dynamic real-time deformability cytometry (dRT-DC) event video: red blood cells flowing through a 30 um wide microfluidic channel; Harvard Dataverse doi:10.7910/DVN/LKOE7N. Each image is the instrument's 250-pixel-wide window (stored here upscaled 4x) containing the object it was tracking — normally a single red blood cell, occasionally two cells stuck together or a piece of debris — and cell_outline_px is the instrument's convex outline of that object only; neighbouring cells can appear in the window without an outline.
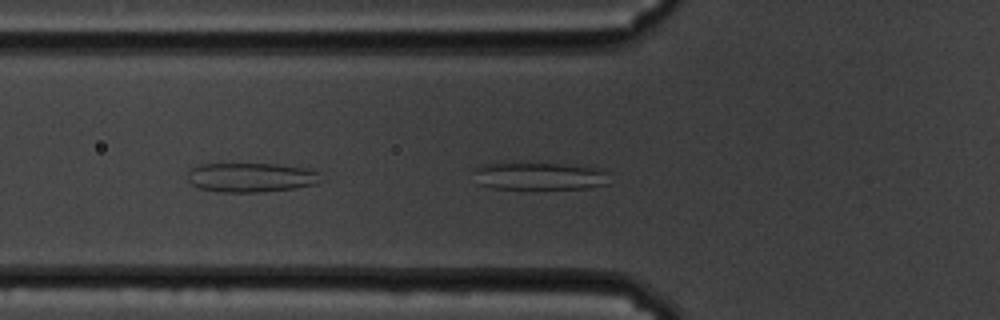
{"species": "common noctule bat (a hibernating species)", "species_latin": "Nyctalus noctula", "temperature_condition": "cold", "stored_images_in_passage": 4, "camera_frame_rate_fps": 3000, "um_per_image_px": 0.085, "animal": {"sex": "male", "body_mass_g": 19.5, "forearm_length_mm": 54.6}, "frame": {"image": 1, "passage_image": 3, "time_ms": 0.667, "image_size_px": [1000, 320], "cell_outline_px": [[328, 180], [320, 184], [292, 188], [260, 192], [216, 192], [200, 188], [192, 184], [188, 180], [188, 168], [196, 164], [276, 164], [308, 168], [320, 172]], "centroid_in_image_um": [21.42, 15.08], "position_along_channel_um": 104.4, "area_um2": 23.41}}